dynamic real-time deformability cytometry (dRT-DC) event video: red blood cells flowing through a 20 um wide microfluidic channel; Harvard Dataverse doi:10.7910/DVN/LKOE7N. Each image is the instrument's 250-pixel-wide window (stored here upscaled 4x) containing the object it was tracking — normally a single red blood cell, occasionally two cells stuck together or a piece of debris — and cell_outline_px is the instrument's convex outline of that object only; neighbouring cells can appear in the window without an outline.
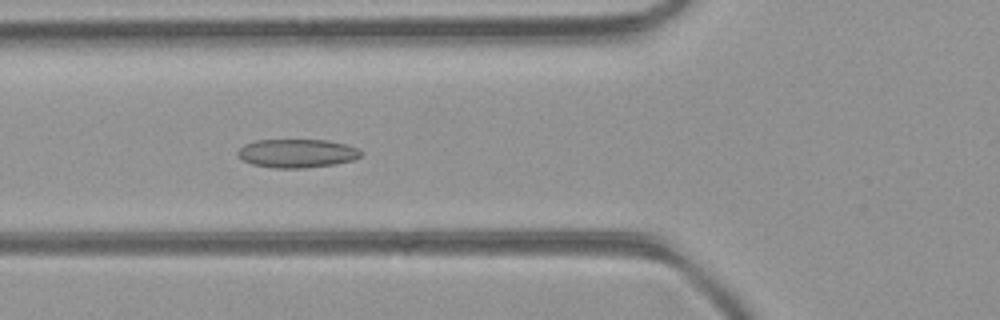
{"species": "common noctule bat (a hibernating species)", "species_latin": "Nyctalus noctula", "temperature_condition": "room temperature", "stored_images_in_passage": 4, "camera_frame_rate_fps": 3000, "um_per_image_px": 0.085, "animal": {"sex": "female", "body_mass_g": 21.9}, "frame": {"image": 1, "passage_image": 4, "time_ms": 1.0, "image_size_px": [1000, 320], "cell_outline_px": [[360, 156], [352, 160], [332, 164], [304, 168], [272, 168], [252, 164], [236, 156], [236, 152], [244, 144], [256, 140], [328, 140], [360, 148]], "centroid_in_image_um": [25.2, 13.03], "position_along_channel_um": 100.6, "area_um2": 20.46}}